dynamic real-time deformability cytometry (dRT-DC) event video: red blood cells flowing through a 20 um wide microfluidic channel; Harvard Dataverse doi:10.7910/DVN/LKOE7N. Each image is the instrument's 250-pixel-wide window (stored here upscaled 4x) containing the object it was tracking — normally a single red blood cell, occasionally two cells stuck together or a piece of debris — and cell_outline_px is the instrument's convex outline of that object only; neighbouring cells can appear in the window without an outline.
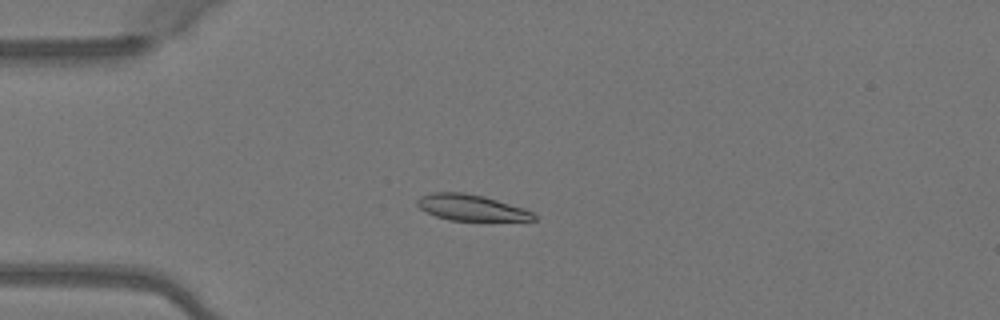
{"species": "Egyptian fruit bat (a non-hibernating species)", "species_latin": "Rousettus aegyptiacus", "temperature_condition": "warm", "stored_images_in_passage": 3, "camera_frame_rate_fps": 3000, "um_per_image_px": 0.085, "animal": {"sex": "female"}, "frame": {"image": 1, "passage_image": 3, "time_ms": 0.667, "image_size_px": [1000, 320], "cell_outline_px": [[536, 220], [448, 220], [436, 216], [420, 208], [416, 204], [416, 200], [420, 196], [432, 192], [464, 192], [484, 196], [524, 208], [532, 212], [536, 216]], "centroid_in_image_um": [40.03, 17.63], "position_along_channel_um": 45.0, "area_um2": 17.57}}